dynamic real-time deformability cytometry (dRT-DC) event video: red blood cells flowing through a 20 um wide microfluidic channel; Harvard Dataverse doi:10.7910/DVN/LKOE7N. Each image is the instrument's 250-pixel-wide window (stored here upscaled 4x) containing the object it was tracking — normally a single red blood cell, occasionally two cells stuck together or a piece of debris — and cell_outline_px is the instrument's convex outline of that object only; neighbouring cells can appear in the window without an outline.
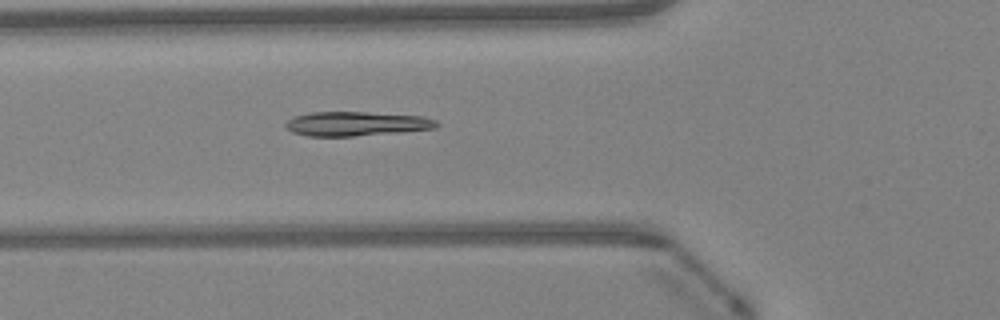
{"species": "Egyptian fruit bat (a non-hibernating species)", "species_latin": "Rousettus aegyptiacus", "temperature_condition": "warm", "stored_images_in_passage": 41, "camera_frame_rate_fps": 3000, "um_per_image_px": 0.085, "animal": {"sex": "female"}, "frame": {"image": 1, "passage_image": 11, "time_ms": 3.333, "image_size_px": [1000, 320], "cell_outline_px": [[440, 124], [436, 128], [396, 132], [352, 136], [308, 136], [292, 132], [284, 124], [292, 116], [312, 112], [368, 112], [424, 116], [436, 120]], "centroid_in_image_um": [30.28, 10.51], "position_along_channel_um": 95.5, "area_um2": 21.33}}
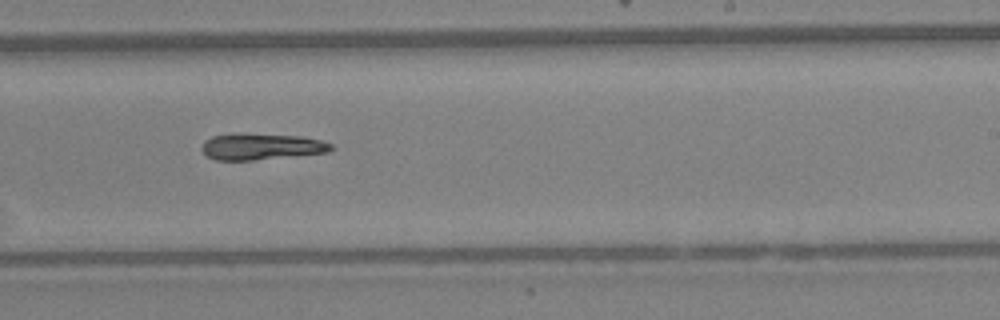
{"frame": {"image": 2, "passage_image": 23, "time_ms": 7.333, "image_size_px": [1000, 320], "cell_outline_px": [[332, 148], [328, 152], [252, 160], [216, 160], [208, 156], [200, 148], [204, 140], [212, 136], [232, 132], [300, 136], [320, 140], [332, 144]], "centroid_in_image_um": [22.14, 12.44], "position_along_channel_um": 266.9, "area_um2": 19.94}}
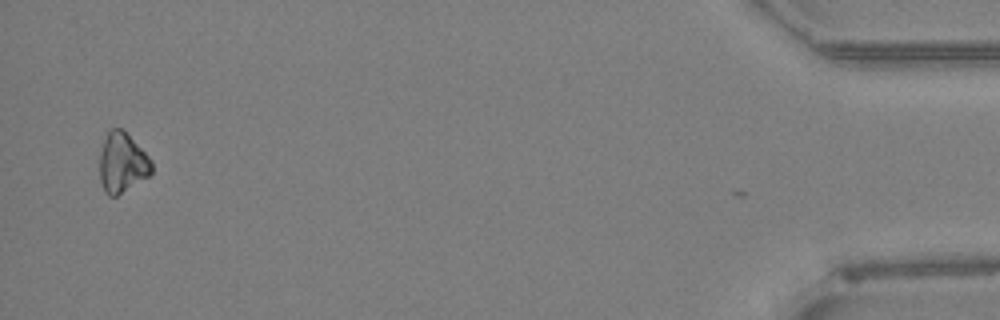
{"frame": {"image": 3, "passage_image": 40, "time_ms": 13.0, "image_size_px": [1000, 320], "cell_outline_px": [[152, 172], [148, 176], [116, 196], [108, 196], [104, 192], [100, 180], [100, 152], [104, 140], [108, 132], [112, 128], [124, 128], [152, 160]], "centroid_in_image_um": [10.39, 13.81], "position_along_channel_um": 424.8, "area_um2": 18.21}, "authors_computed_cell_mechanics": {"area_um2": 20.1144, "velocity_mm_per_s": 4.2944, "shape_relaxation_time_tau1_ms": 8.2516, "shape_relaxation_time_tau2_ms": null, "deformation_change_tau1": 0.1609, "deformation_change_tau2": null}}